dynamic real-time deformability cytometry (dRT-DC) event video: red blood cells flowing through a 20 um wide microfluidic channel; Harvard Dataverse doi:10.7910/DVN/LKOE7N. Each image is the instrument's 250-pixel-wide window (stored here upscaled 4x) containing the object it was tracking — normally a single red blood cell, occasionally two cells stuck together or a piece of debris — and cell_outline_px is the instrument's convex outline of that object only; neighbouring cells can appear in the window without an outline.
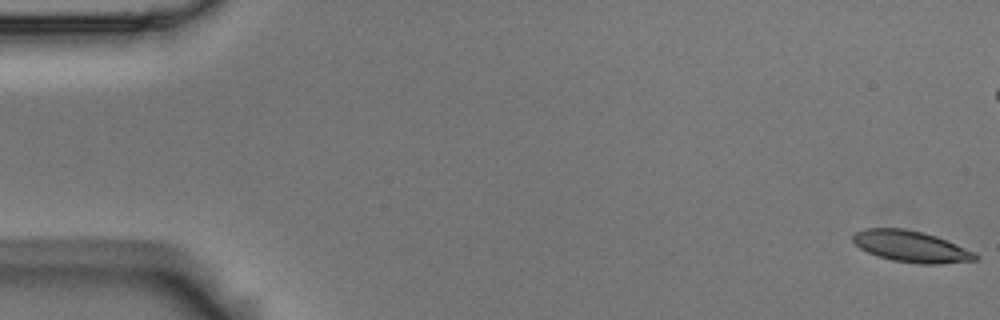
{"species": "Egyptian fruit bat (a non-hibernating species)", "species_latin": "Rousettus aegyptiacus", "temperature_condition": "room temperature", "stored_images_in_passage": 5, "camera_frame_rate_fps": 3000, "um_per_image_px": 0.085, "animal": {"sex": "male"}, "frame": {"image": 1, "passage_image": 1, "time_ms": 0.0, "image_size_px": [1000, 320], "cell_outline_px": [[980, 260], [940, 264], [920, 264], [892, 260], [876, 256], [860, 248], [852, 240], [852, 236], [856, 232], [864, 228], [904, 228], [924, 232], [936, 236], [976, 252], [980, 256]], "centroid_in_image_um": [77.48, 20.95], "position_along_channel_um": 7.5, "area_um2": 22.6}}